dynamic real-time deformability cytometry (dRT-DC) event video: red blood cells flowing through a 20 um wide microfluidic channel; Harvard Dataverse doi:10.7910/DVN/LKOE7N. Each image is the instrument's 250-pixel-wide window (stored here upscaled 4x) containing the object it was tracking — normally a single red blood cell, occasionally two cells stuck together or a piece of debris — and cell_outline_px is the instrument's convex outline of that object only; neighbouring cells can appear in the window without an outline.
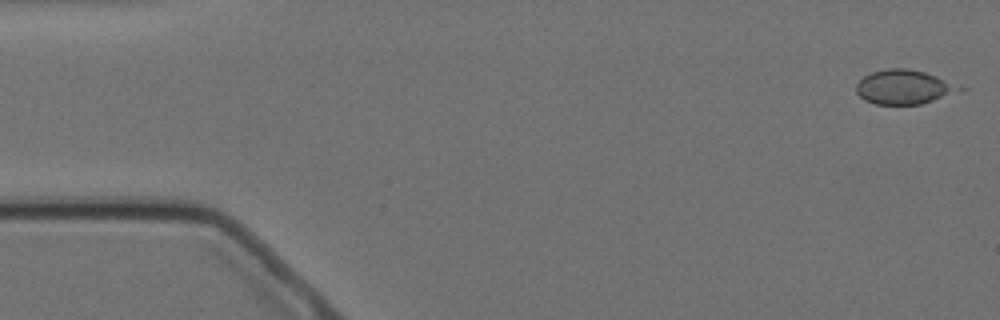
{"species": "Egyptian fruit bat (a non-hibernating species)", "species_latin": "Rousettus aegyptiacus", "temperature_condition": "cold", "stored_images_in_passage": 4, "camera_frame_rate_fps": 3000, "um_per_image_px": 0.085, "animal": {"sex": "female"}, "frame": {"image": 1, "passage_image": 1, "time_ms": 0.0, "image_size_px": [1000, 320], "cell_outline_px": [[968, 88], [964, 92], [920, 104], [876, 104], [864, 100], [856, 92], [856, 84], [864, 76], [872, 72], [888, 68], [908, 68], [924, 72], [960, 84]], "centroid_in_image_um": [76.94, 7.4], "position_along_channel_um": 8.1, "area_um2": 21.04}}